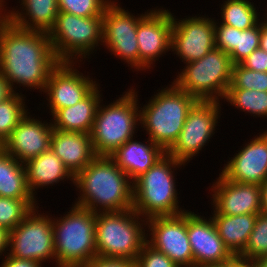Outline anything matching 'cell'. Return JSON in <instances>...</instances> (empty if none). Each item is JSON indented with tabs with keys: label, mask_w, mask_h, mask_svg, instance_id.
Masks as SVG:
<instances>
[{
	"label": "cell",
	"mask_w": 267,
	"mask_h": 267,
	"mask_svg": "<svg viewBox=\"0 0 267 267\" xmlns=\"http://www.w3.org/2000/svg\"><path fill=\"white\" fill-rule=\"evenodd\" d=\"M58 63L47 33L21 29L0 16V73L11 87L17 83L44 92Z\"/></svg>",
	"instance_id": "1"
},
{
	"label": "cell",
	"mask_w": 267,
	"mask_h": 267,
	"mask_svg": "<svg viewBox=\"0 0 267 267\" xmlns=\"http://www.w3.org/2000/svg\"><path fill=\"white\" fill-rule=\"evenodd\" d=\"M131 183L109 156H96L74 177V185L81 192L75 204L94 213L130 210L133 208Z\"/></svg>",
	"instance_id": "2"
},
{
	"label": "cell",
	"mask_w": 267,
	"mask_h": 267,
	"mask_svg": "<svg viewBox=\"0 0 267 267\" xmlns=\"http://www.w3.org/2000/svg\"><path fill=\"white\" fill-rule=\"evenodd\" d=\"M169 87L156 93L139 110V123L147 131L148 139L166 152L177 141L189 111L199 101L174 83Z\"/></svg>",
	"instance_id": "3"
},
{
	"label": "cell",
	"mask_w": 267,
	"mask_h": 267,
	"mask_svg": "<svg viewBox=\"0 0 267 267\" xmlns=\"http://www.w3.org/2000/svg\"><path fill=\"white\" fill-rule=\"evenodd\" d=\"M184 163L166 153L133 181V210L140 217L174 216L185 212L178 206L174 168ZM173 169V171H172Z\"/></svg>",
	"instance_id": "4"
},
{
	"label": "cell",
	"mask_w": 267,
	"mask_h": 267,
	"mask_svg": "<svg viewBox=\"0 0 267 267\" xmlns=\"http://www.w3.org/2000/svg\"><path fill=\"white\" fill-rule=\"evenodd\" d=\"M67 213L52 219L57 267H77L97 257L96 213L76 204Z\"/></svg>",
	"instance_id": "5"
},
{
	"label": "cell",
	"mask_w": 267,
	"mask_h": 267,
	"mask_svg": "<svg viewBox=\"0 0 267 267\" xmlns=\"http://www.w3.org/2000/svg\"><path fill=\"white\" fill-rule=\"evenodd\" d=\"M124 93L107 106L98 105L90 133L97 156H110L135 134L140 121L137 92L130 89Z\"/></svg>",
	"instance_id": "6"
},
{
	"label": "cell",
	"mask_w": 267,
	"mask_h": 267,
	"mask_svg": "<svg viewBox=\"0 0 267 267\" xmlns=\"http://www.w3.org/2000/svg\"><path fill=\"white\" fill-rule=\"evenodd\" d=\"M139 216L133 209L96 213L97 256L129 258L136 261L148 237L143 229L147 219L142 220Z\"/></svg>",
	"instance_id": "7"
},
{
	"label": "cell",
	"mask_w": 267,
	"mask_h": 267,
	"mask_svg": "<svg viewBox=\"0 0 267 267\" xmlns=\"http://www.w3.org/2000/svg\"><path fill=\"white\" fill-rule=\"evenodd\" d=\"M232 68L229 54L215 47L203 58L186 63L173 83L200 101H220L231 83Z\"/></svg>",
	"instance_id": "8"
},
{
	"label": "cell",
	"mask_w": 267,
	"mask_h": 267,
	"mask_svg": "<svg viewBox=\"0 0 267 267\" xmlns=\"http://www.w3.org/2000/svg\"><path fill=\"white\" fill-rule=\"evenodd\" d=\"M102 32V17H78L59 12L48 35L58 61L74 62L75 59L89 56L102 43Z\"/></svg>",
	"instance_id": "9"
},
{
	"label": "cell",
	"mask_w": 267,
	"mask_h": 267,
	"mask_svg": "<svg viewBox=\"0 0 267 267\" xmlns=\"http://www.w3.org/2000/svg\"><path fill=\"white\" fill-rule=\"evenodd\" d=\"M33 208L9 233V255L41 264L55 259L52 218ZM37 212V214H36Z\"/></svg>",
	"instance_id": "10"
},
{
	"label": "cell",
	"mask_w": 267,
	"mask_h": 267,
	"mask_svg": "<svg viewBox=\"0 0 267 267\" xmlns=\"http://www.w3.org/2000/svg\"><path fill=\"white\" fill-rule=\"evenodd\" d=\"M115 3L111 1L102 14V43L112 54L139 70L137 26L149 12L135 17Z\"/></svg>",
	"instance_id": "11"
},
{
	"label": "cell",
	"mask_w": 267,
	"mask_h": 267,
	"mask_svg": "<svg viewBox=\"0 0 267 267\" xmlns=\"http://www.w3.org/2000/svg\"><path fill=\"white\" fill-rule=\"evenodd\" d=\"M220 108V101L199 100L189 111L177 141L167 153L184 164L192 160L215 134Z\"/></svg>",
	"instance_id": "12"
},
{
	"label": "cell",
	"mask_w": 267,
	"mask_h": 267,
	"mask_svg": "<svg viewBox=\"0 0 267 267\" xmlns=\"http://www.w3.org/2000/svg\"><path fill=\"white\" fill-rule=\"evenodd\" d=\"M150 240L146 242L167 255L179 267H194L193 252L187 234V211L174 216L147 219Z\"/></svg>",
	"instance_id": "13"
},
{
	"label": "cell",
	"mask_w": 267,
	"mask_h": 267,
	"mask_svg": "<svg viewBox=\"0 0 267 267\" xmlns=\"http://www.w3.org/2000/svg\"><path fill=\"white\" fill-rule=\"evenodd\" d=\"M210 19L195 16L176 21L172 14L171 50L185 64L203 58L215 48V21Z\"/></svg>",
	"instance_id": "14"
},
{
	"label": "cell",
	"mask_w": 267,
	"mask_h": 267,
	"mask_svg": "<svg viewBox=\"0 0 267 267\" xmlns=\"http://www.w3.org/2000/svg\"><path fill=\"white\" fill-rule=\"evenodd\" d=\"M75 62H59L49 74L44 92L49 96L52 116L61 108L74 106L84 99L98 83L83 76ZM74 68V69H73ZM48 92V93H47Z\"/></svg>",
	"instance_id": "15"
},
{
	"label": "cell",
	"mask_w": 267,
	"mask_h": 267,
	"mask_svg": "<svg viewBox=\"0 0 267 267\" xmlns=\"http://www.w3.org/2000/svg\"><path fill=\"white\" fill-rule=\"evenodd\" d=\"M187 234L193 252L194 266L228 263L236 257L218 235L210 217L187 211Z\"/></svg>",
	"instance_id": "16"
},
{
	"label": "cell",
	"mask_w": 267,
	"mask_h": 267,
	"mask_svg": "<svg viewBox=\"0 0 267 267\" xmlns=\"http://www.w3.org/2000/svg\"><path fill=\"white\" fill-rule=\"evenodd\" d=\"M172 27V14L166 9L150 10L139 22L137 26L139 70L150 69L157 57L171 49Z\"/></svg>",
	"instance_id": "17"
},
{
	"label": "cell",
	"mask_w": 267,
	"mask_h": 267,
	"mask_svg": "<svg viewBox=\"0 0 267 267\" xmlns=\"http://www.w3.org/2000/svg\"><path fill=\"white\" fill-rule=\"evenodd\" d=\"M28 113L19 121L2 149L18 162L26 163L50 149L53 123L31 118Z\"/></svg>",
	"instance_id": "18"
},
{
	"label": "cell",
	"mask_w": 267,
	"mask_h": 267,
	"mask_svg": "<svg viewBox=\"0 0 267 267\" xmlns=\"http://www.w3.org/2000/svg\"><path fill=\"white\" fill-rule=\"evenodd\" d=\"M215 183V184H214ZM213 183V214L244 215L259 214L261 209V186L239 183L225 179L221 174Z\"/></svg>",
	"instance_id": "19"
},
{
	"label": "cell",
	"mask_w": 267,
	"mask_h": 267,
	"mask_svg": "<svg viewBox=\"0 0 267 267\" xmlns=\"http://www.w3.org/2000/svg\"><path fill=\"white\" fill-rule=\"evenodd\" d=\"M220 174L233 182L261 186L267 179V130L246 143Z\"/></svg>",
	"instance_id": "20"
},
{
	"label": "cell",
	"mask_w": 267,
	"mask_h": 267,
	"mask_svg": "<svg viewBox=\"0 0 267 267\" xmlns=\"http://www.w3.org/2000/svg\"><path fill=\"white\" fill-rule=\"evenodd\" d=\"M50 148L74 177L97 156L87 133L53 129Z\"/></svg>",
	"instance_id": "21"
},
{
	"label": "cell",
	"mask_w": 267,
	"mask_h": 267,
	"mask_svg": "<svg viewBox=\"0 0 267 267\" xmlns=\"http://www.w3.org/2000/svg\"><path fill=\"white\" fill-rule=\"evenodd\" d=\"M148 144L129 139L109 157L134 181L145 173L167 152L148 139Z\"/></svg>",
	"instance_id": "22"
},
{
	"label": "cell",
	"mask_w": 267,
	"mask_h": 267,
	"mask_svg": "<svg viewBox=\"0 0 267 267\" xmlns=\"http://www.w3.org/2000/svg\"><path fill=\"white\" fill-rule=\"evenodd\" d=\"M98 85L74 106L59 109L52 117L53 129L90 134L101 101ZM101 99V100H100Z\"/></svg>",
	"instance_id": "23"
},
{
	"label": "cell",
	"mask_w": 267,
	"mask_h": 267,
	"mask_svg": "<svg viewBox=\"0 0 267 267\" xmlns=\"http://www.w3.org/2000/svg\"><path fill=\"white\" fill-rule=\"evenodd\" d=\"M215 22V47L229 54L233 65L240 64L260 45V22L247 30Z\"/></svg>",
	"instance_id": "24"
},
{
	"label": "cell",
	"mask_w": 267,
	"mask_h": 267,
	"mask_svg": "<svg viewBox=\"0 0 267 267\" xmlns=\"http://www.w3.org/2000/svg\"><path fill=\"white\" fill-rule=\"evenodd\" d=\"M21 3L24 12L14 10L4 12L3 16L21 29L47 34L53 29L59 13L58 0H21Z\"/></svg>",
	"instance_id": "25"
},
{
	"label": "cell",
	"mask_w": 267,
	"mask_h": 267,
	"mask_svg": "<svg viewBox=\"0 0 267 267\" xmlns=\"http://www.w3.org/2000/svg\"><path fill=\"white\" fill-rule=\"evenodd\" d=\"M24 165L26 168L27 186L33 197L35 196L36 189L56 184L64 180V178L73 181L72 183L74 184V176L51 148L39 156L30 159Z\"/></svg>",
	"instance_id": "26"
},
{
	"label": "cell",
	"mask_w": 267,
	"mask_h": 267,
	"mask_svg": "<svg viewBox=\"0 0 267 267\" xmlns=\"http://www.w3.org/2000/svg\"><path fill=\"white\" fill-rule=\"evenodd\" d=\"M258 214L223 215L212 218L218 235L228 250L238 257L245 249Z\"/></svg>",
	"instance_id": "27"
},
{
	"label": "cell",
	"mask_w": 267,
	"mask_h": 267,
	"mask_svg": "<svg viewBox=\"0 0 267 267\" xmlns=\"http://www.w3.org/2000/svg\"><path fill=\"white\" fill-rule=\"evenodd\" d=\"M0 197L35 199L27 186L26 168L13 156L0 149Z\"/></svg>",
	"instance_id": "28"
},
{
	"label": "cell",
	"mask_w": 267,
	"mask_h": 267,
	"mask_svg": "<svg viewBox=\"0 0 267 267\" xmlns=\"http://www.w3.org/2000/svg\"><path fill=\"white\" fill-rule=\"evenodd\" d=\"M221 7L222 24L238 30H247L256 26L260 19L253 3L248 0H226Z\"/></svg>",
	"instance_id": "29"
},
{
	"label": "cell",
	"mask_w": 267,
	"mask_h": 267,
	"mask_svg": "<svg viewBox=\"0 0 267 267\" xmlns=\"http://www.w3.org/2000/svg\"><path fill=\"white\" fill-rule=\"evenodd\" d=\"M225 100L253 116L267 117V91L227 89Z\"/></svg>",
	"instance_id": "30"
},
{
	"label": "cell",
	"mask_w": 267,
	"mask_h": 267,
	"mask_svg": "<svg viewBox=\"0 0 267 267\" xmlns=\"http://www.w3.org/2000/svg\"><path fill=\"white\" fill-rule=\"evenodd\" d=\"M23 102L22 94L15 93L12 97L0 103V144L4 143L12 130L28 112Z\"/></svg>",
	"instance_id": "31"
},
{
	"label": "cell",
	"mask_w": 267,
	"mask_h": 267,
	"mask_svg": "<svg viewBox=\"0 0 267 267\" xmlns=\"http://www.w3.org/2000/svg\"><path fill=\"white\" fill-rule=\"evenodd\" d=\"M35 199L0 197V227L13 230L36 206Z\"/></svg>",
	"instance_id": "32"
},
{
	"label": "cell",
	"mask_w": 267,
	"mask_h": 267,
	"mask_svg": "<svg viewBox=\"0 0 267 267\" xmlns=\"http://www.w3.org/2000/svg\"><path fill=\"white\" fill-rule=\"evenodd\" d=\"M267 254V214L257 215L254 228L244 251L237 257L244 261H256Z\"/></svg>",
	"instance_id": "33"
},
{
	"label": "cell",
	"mask_w": 267,
	"mask_h": 267,
	"mask_svg": "<svg viewBox=\"0 0 267 267\" xmlns=\"http://www.w3.org/2000/svg\"><path fill=\"white\" fill-rule=\"evenodd\" d=\"M228 89L267 91V72L250 70L241 64L233 65L232 79Z\"/></svg>",
	"instance_id": "34"
},
{
	"label": "cell",
	"mask_w": 267,
	"mask_h": 267,
	"mask_svg": "<svg viewBox=\"0 0 267 267\" xmlns=\"http://www.w3.org/2000/svg\"><path fill=\"white\" fill-rule=\"evenodd\" d=\"M110 2L111 0H58V10L78 17H102Z\"/></svg>",
	"instance_id": "35"
},
{
	"label": "cell",
	"mask_w": 267,
	"mask_h": 267,
	"mask_svg": "<svg viewBox=\"0 0 267 267\" xmlns=\"http://www.w3.org/2000/svg\"><path fill=\"white\" fill-rule=\"evenodd\" d=\"M135 267H179L167 255L154 249L147 242L137 255Z\"/></svg>",
	"instance_id": "36"
},
{
	"label": "cell",
	"mask_w": 267,
	"mask_h": 267,
	"mask_svg": "<svg viewBox=\"0 0 267 267\" xmlns=\"http://www.w3.org/2000/svg\"><path fill=\"white\" fill-rule=\"evenodd\" d=\"M77 267H135V261L129 258L97 256Z\"/></svg>",
	"instance_id": "37"
},
{
	"label": "cell",
	"mask_w": 267,
	"mask_h": 267,
	"mask_svg": "<svg viewBox=\"0 0 267 267\" xmlns=\"http://www.w3.org/2000/svg\"><path fill=\"white\" fill-rule=\"evenodd\" d=\"M240 64L250 70L267 72V52L259 47Z\"/></svg>",
	"instance_id": "38"
},
{
	"label": "cell",
	"mask_w": 267,
	"mask_h": 267,
	"mask_svg": "<svg viewBox=\"0 0 267 267\" xmlns=\"http://www.w3.org/2000/svg\"><path fill=\"white\" fill-rule=\"evenodd\" d=\"M6 259L2 261L1 267H41V263L29 259H20L11 255L5 256Z\"/></svg>",
	"instance_id": "39"
},
{
	"label": "cell",
	"mask_w": 267,
	"mask_h": 267,
	"mask_svg": "<svg viewBox=\"0 0 267 267\" xmlns=\"http://www.w3.org/2000/svg\"><path fill=\"white\" fill-rule=\"evenodd\" d=\"M16 92L0 73V103L12 97Z\"/></svg>",
	"instance_id": "40"
},
{
	"label": "cell",
	"mask_w": 267,
	"mask_h": 267,
	"mask_svg": "<svg viewBox=\"0 0 267 267\" xmlns=\"http://www.w3.org/2000/svg\"><path fill=\"white\" fill-rule=\"evenodd\" d=\"M9 233L6 228L0 227V256L9 249Z\"/></svg>",
	"instance_id": "41"
},
{
	"label": "cell",
	"mask_w": 267,
	"mask_h": 267,
	"mask_svg": "<svg viewBox=\"0 0 267 267\" xmlns=\"http://www.w3.org/2000/svg\"><path fill=\"white\" fill-rule=\"evenodd\" d=\"M259 47L267 52V20L260 22V45Z\"/></svg>",
	"instance_id": "42"
},
{
	"label": "cell",
	"mask_w": 267,
	"mask_h": 267,
	"mask_svg": "<svg viewBox=\"0 0 267 267\" xmlns=\"http://www.w3.org/2000/svg\"><path fill=\"white\" fill-rule=\"evenodd\" d=\"M261 209L262 213L267 214V179L261 185Z\"/></svg>",
	"instance_id": "43"
},
{
	"label": "cell",
	"mask_w": 267,
	"mask_h": 267,
	"mask_svg": "<svg viewBox=\"0 0 267 267\" xmlns=\"http://www.w3.org/2000/svg\"><path fill=\"white\" fill-rule=\"evenodd\" d=\"M231 267H259L254 261H244L237 257L231 260Z\"/></svg>",
	"instance_id": "44"
},
{
	"label": "cell",
	"mask_w": 267,
	"mask_h": 267,
	"mask_svg": "<svg viewBox=\"0 0 267 267\" xmlns=\"http://www.w3.org/2000/svg\"><path fill=\"white\" fill-rule=\"evenodd\" d=\"M259 267H267V254L254 261Z\"/></svg>",
	"instance_id": "45"
},
{
	"label": "cell",
	"mask_w": 267,
	"mask_h": 267,
	"mask_svg": "<svg viewBox=\"0 0 267 267\" xmlns=\"http://www.w3.org/2000/svg\"><path fill=\"white\" fill-rule=\"evenodd\" d=\"M194 267H231V261L223 264H212V265H203V266H194Z\"/></svg>",
	"instance_id": "46"
},
{
	"label": "cell",
	"mask_w": 267,
	"mask_h": 267,
	"mask_svg": "<svg viewBox=\"0 0 267 267\" xmlns=\"http://www.w3.org/2000/svg\"><path fill=\"white\" fill-rule=\"evenodd\" d=\"M4 3V0H0V16L4 15L3 10H5L4 12H6V9L3 8L5 6Z\"/></svg>",
	"instance_id": "47"
}]
</instances>
